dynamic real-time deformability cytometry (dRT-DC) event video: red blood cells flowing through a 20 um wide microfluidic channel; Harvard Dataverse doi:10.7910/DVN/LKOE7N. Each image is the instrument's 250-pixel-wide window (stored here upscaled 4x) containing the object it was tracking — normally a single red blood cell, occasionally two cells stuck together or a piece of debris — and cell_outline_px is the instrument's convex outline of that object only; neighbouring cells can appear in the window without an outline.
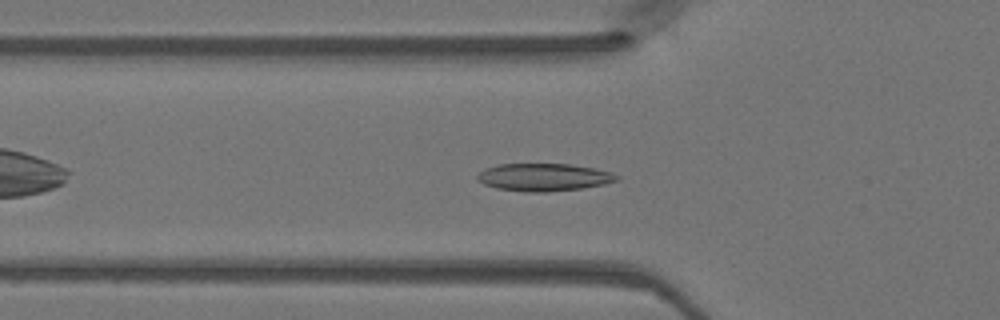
{"species": "Egyptian fruit bat (a non-hibernating species)", "species_latin": "Rousettus aegyptiacus", "temperature_condition": "warm", "stored_images_in_passage": 35, "camera_frame_rate_fps": 3000, "um_per_image_px": 0.085, "animal": {"sex": "female"}, "frame": {"image": 1, "passage_image": 3, "time_ms": 0.667, "image_size_px": [1000, 320], "cell_outline_px": [[620, 180], [604, 184], [580, 188], [548, 192], [528, 192], [496, 188], [484, 184], [476, 180], [476, 176], [484, 168], [500, 164], [572, 164], [596, 168], [612, 172], [620, 176]], "centroid_in_image_um": [46.24, 15.06], "position_along_channel_um": 79.6, "area_um2": 22.6}}
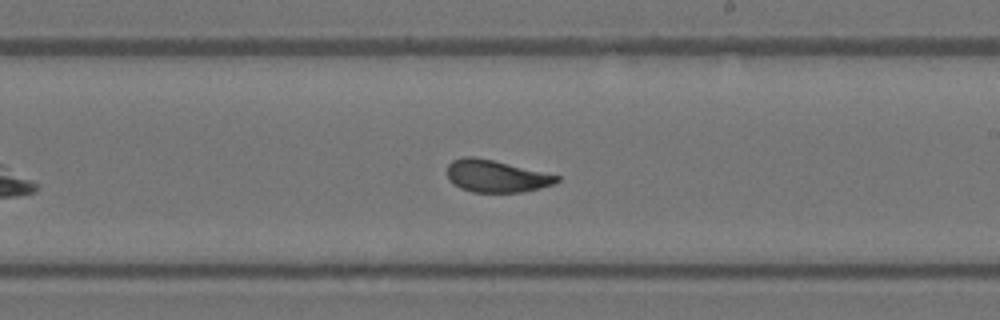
{"frame": {"image": 2, "passage_image": 15, "time_ms": 4.667, "image_size_px": [1000, 320], "cell_outline_px": [[560, 180], [552, 184], [540, 188], [520, 192], [472, 192], [460, 188], [452, 184], [448, 180], [448, 164], [452, 160], [464, 156], [476, 156], [560, 176]], "centroid_in_image_um": [42.12, 14.97], "position_along_channel_um": 246.9, "area_um2": 20.52}}
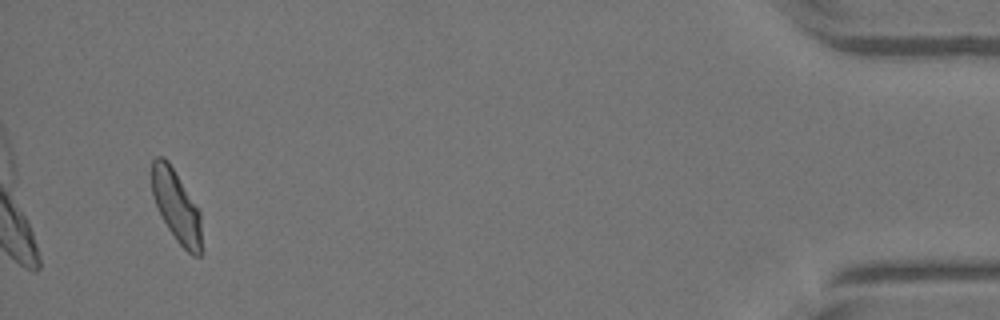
{"frame": {"image": 3, "passage_image": 33, "time_ms": 10.667, "image_size_px": [1000, 320], "cell_outline_px": [[200, 256], [192, 256], [176, 240], [168, 228], [156, 204], [152, 192], [152, 160], [156, 156], [164, 156], [168, 160], [200, 208]], "centroid_in_image_um": [15.0, 17.46], "position_along_channel_um": 420.2, "area_um2": 20.75}}